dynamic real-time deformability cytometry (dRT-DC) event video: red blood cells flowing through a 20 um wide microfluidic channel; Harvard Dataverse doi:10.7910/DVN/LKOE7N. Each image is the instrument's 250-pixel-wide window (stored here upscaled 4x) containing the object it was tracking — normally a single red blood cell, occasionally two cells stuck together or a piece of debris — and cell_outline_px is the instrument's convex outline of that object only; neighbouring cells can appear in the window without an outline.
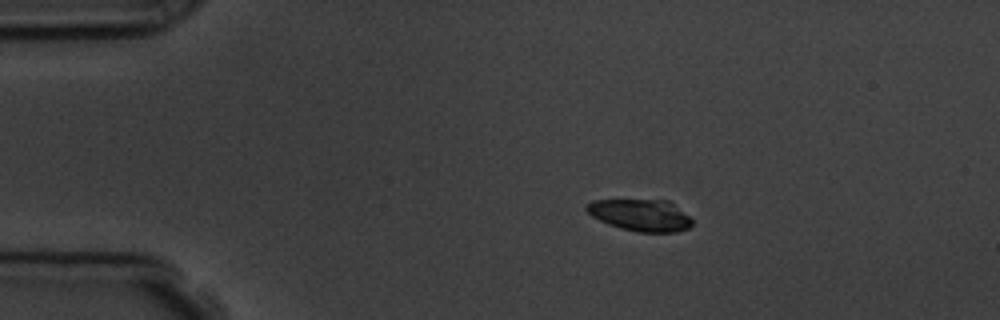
{"species": "common noctule bat (a hibernating species)", "species_latin": "Nyctalus noctula", "temperature_condition": "room temperature", "stored_images_in_passage": 4, "camera_frame_rate_fps": 3000, "um_per_image_px": 0.085, "animal": {"sex": "male", "body_mass_g": 19.5, "forearm_length_mm": 54.6}, "frame": {"image": 1, "passage_image": 2, "time_ms": 2.0, "image_size_px": [1000, 320], "cell_outline_px": [[692, 224], [688, 228], [676, 232], [636, 232], [620, 228], [608, 224], [592, 216], [584, 208], [584, 204], [592, 200], [668, 200], [688, 216], [692, 220]], "centroid_in_image_um": [54.4, 18.28], "position_along_channel_um": 30.6, "area_um2": 19.54}}
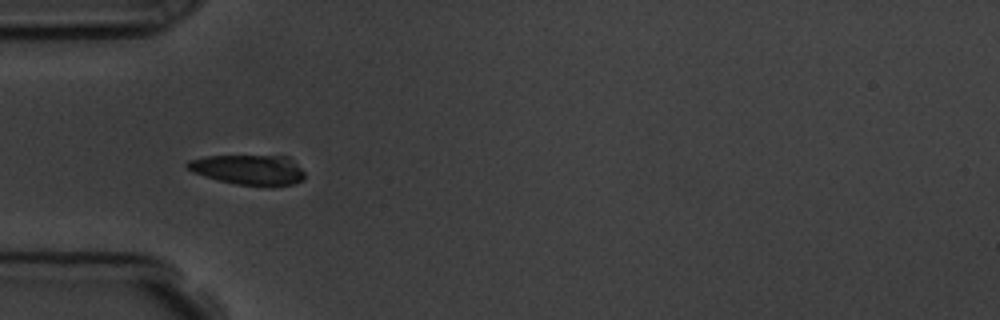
{"frame": {"image": 2, "passage_image": 4, "time_ms": 4.333, "image_size_px": [1000, 320], "cell_outline_px": [[304, 180], [292, 184], [272, 188], [236, 184], [204, 176], [192, 172], [184, 164], [188, 160], [204, 156], [288, 156], [304, 172]], "centroid_in_image_um": [21.14, 14.45], "position_along_channel_um": 63.9, "area_um2": 20.87}}